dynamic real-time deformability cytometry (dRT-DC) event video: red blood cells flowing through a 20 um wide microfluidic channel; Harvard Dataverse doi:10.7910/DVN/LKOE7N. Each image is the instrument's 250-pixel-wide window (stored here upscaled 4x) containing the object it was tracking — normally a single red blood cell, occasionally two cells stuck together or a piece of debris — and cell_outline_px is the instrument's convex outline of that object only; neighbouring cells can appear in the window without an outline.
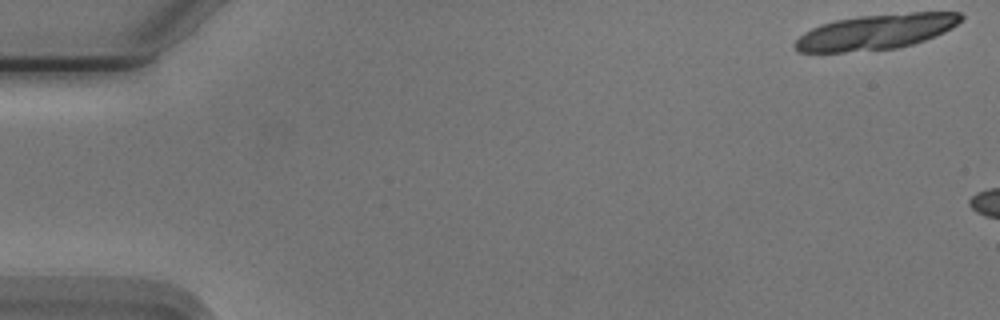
{"species": "Egyptian fruit bat (a non-hibernating species)", "species_latin": "Rousettus aegyptiacus", "temperature_condition": "cold", "stored_images_in_passage": 6, "camera_frame_rate_fps": 3000, "um_per_image_px": 0.085, "animal": {"sex": "male"}, "frame": {"image": 1, "passage_image": 1, "time_ms": 0.0, "image_size_px": [1000, 320], "cell_outline_px": [[964, 16], [956, 24], [944, 32], [924, 40], [912, 44], [896, 48], [844, 52], [800, 52], [792, 44], [804, 32], [820, 24], [836, 20], [856, 16], [912, 12], [960, 12]], "centroid_in_image_um": [74.43, 2.7], "position_along_channel_um": 10.6, "area_um2": 33.93}}